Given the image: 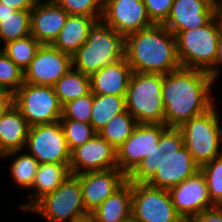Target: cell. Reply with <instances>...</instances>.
Segmentation results:
<instances>
[{"label":"cell","mask_w":222,"mask_h":222,"mask_svg":"<svg viewBox=\"0 0 222 222\" xmlns=\"http://www.w3.org/2000/svg\"><path fill=\"white\" fill-rule=\"evenodd\" d=\"M29 211L46 222H71L89 214L84 206L79 178L73 174L53 192L40 198Z\"/></svg>","instance_id":"obj_8"},{"label":"cell","mask_w":222,"mask_h":222,"mask_svg":"<svg viewBox=\"0 0 222 222\" xmlns=\"http://www.w3.org/2000/svg\"><path fill=\"white\" fill-rule=\"evenodd\" d=\"M190 222H222V206L204 210L195 216Z\"/></svg>","instance_id":"obj_37"},{"label":"cell","mask_w":222,"mask_h":222,"mask_svg":"<svg viewBox=\"0 0 222 222\" xmlns=\"http://www.w3.org/2000/svg\"><path fill=\"white\" fill-rule=\"evenodd\" d=\"M132 182L127 181L90 214L95 222H125L131 218Z\"/></svg>","instance_id":"obj_24"},{"label":"cell","mask_w":222,"mask_h":222,"mask_svg":"<svg viewBox=\"0 0 222 222\" xmlns=\"http://www.w3.org/2000/svg\"><path fill=\"white\" fill-rule=\"evenodd\" d=\"M131 217L138 222H185L177 213L169 190L132 182Z\"/></svg>","instance_id":"obj_10"},{"label":"cell","mask_w":222,"mask_h":222,"mask_svg":"<svg viewBox=\"0 0 222 222\" xmlns=\"http://www.w3.org/2000/svg\"><path fill=\"white\" fill-rule=\"evenodd\" d=\"M93 105V93L90 91L85 96L76 98L62 106L61 119H72L80 122L90 123Z\"/></svg>","instance_id":"obj_34"},{"label":"cell","mask_w":222,"mask_h":222,"mask_svg":"<svg viewBox=\"0 0 222 222\" xmlns=\"http://www.w3.org/2000/svg\"><path fill=\"white\" fill-rule=\"evenodd\" d=\"M198 170L200 167L184 145L182 132L169 127L161 135L158 146L128 176V181L170 190Z\"/></svg>","instance_id":"obj_2"},{"label":"cell","mask_w":222,"mask_h":222,"mask_svg":"<svg viewBox=\"0 0 222 222\" xmlns=\"http://www.w3.org/2000/svg\"><path fill=\"white\" fill-rule=\"evenodd\" d=\"M70 15H87L97 19L102 18V0H53Z\"/></svg>","instance_id":"obj_35"},{"label":"cell","mask_w":222,"mask_h":222,"mask_svg":"<svg viewBox=\"0 0 222 222\" xmlns=\"http://www.w3.org/2000/svg\"><path fill=\"white\" fill-rule=\"evenodd\" d=\"M125 96L93 94L90 123L97 133L112 117L126 110Z\"/></svg>","instance_id":"obj_27"},{"label":"cell","mask_w":222,"mask_h":222,"mask_svg":"<svg viewBox=\"0 0 222 222\" xmlns=\"http://www.w3.org/2000/svg\"><path fill=\"white\" fill-rule=\"evenodd\" d=\"M125 222H138V221L134 220V219L131 217L130 219H128V220L125 221Z\"/></svg>","instance_id":"obj_43"},{"label":"cell","mask_w":222,"mask_h":222,"mask_svg":"<svg viewBox=\"0 0 222 222\" xmlns=\"http://www.w3.org/2000/svg\"><path fill=\"white\" fill-rule=\"evenodd\" d=\"M96 20L97 18L87 15L69 14L52 45L72 56L86 42L89 30Z\"/></svg>","instance_id":"obj_23"},{"label":"cell","mask_w":222,"mask_h":222,"mask_svg":"<svg viewBox=\"0 0 222 222\" xmlns=\"http://www.w3.org/2000/svg\"><path fill=\"white\" fill-rule=\"evenodd\" d=\"M70 174L69 164H39L32 187L27 190V201L21 203L18 208L28 212L40 198L58 188Z\"/></svg>","instance_id":"obj_21"},{"label":"cell","mask_w":222,"mask_h":222,"mask_svg":"<svg viewBox=\"0 0 222 222\" xmlns=\"http://www.w3.org/2000/svg\"><path fill=\"white\" fill-rule=\"evenodd\" d=\"M37 0H0V3L14 10H32Z\"/></svg>","instance_id":"obj_39"},{"label":"cell","mask_w":222,"mask_h":222,"mask_svg":"<svg viewBox=\"0 0 222 222\" xmlns=\"http://www.w3.org/2000/svg\"><path fill=\"white\" fill-rule=\"evenodd\" d=\"M71 67V55L53 45H41L30 65L23 71L24 82L53 87Z\"/></svg>","instance_id":"obj_13"},{"label":"cell","mask_w":222,"mask_h":222,"mask_svg":"<svg viewBox=\"0 0 222 222\" xmlns=\"http://www.w3.org/2000/svg\"><path fill=\"white\" fill-rule=\"evenodd\" d=\"M213 17L212 0H174L163 25L175 35L206 25Z\"/></svg>","instance_id":"obj_18"},{"label":"cell","mask_w":222,"mask_h":222,"mask_svg":"<svg viewBox=\"0 0 222 222\" xmlns=\"http://www.w3.org/2000/svg\"><path fill=\"white\" fill-rule=\"evenodd\" d=\"M39 164H69L71 151L60 121L30 126L25 148Z\"/></svg>","instance_id":"obj_11"},{"label":"cell","mask_w":222,"mask_h":222,"mask_svg":"<svg viewBox=\"0 0 222 222\" xmlns=\"http://www.w3.org/2000/svg\"><path fill=\"white\" fill-rule=\"evenodd\" d=\"M114 168H117L116 149L98 133L71 151L69 169L73 175Z\"/></svg>","instance_id":"obj_16"},{"label":"cell","mask_w":222,"mask_h":222,"mask_svg":"<svg viewBox=\"0 0 222 222\" xmlns=\"http://www.w3.org/2000/svg\"><path fill=\"white\" fill-rule=\"evenodd\" d=\"M174 0H143L149 18L154 24H163L171 11Z\"/></svg>","instance_id":"obj_36"},{"label":"cell","mask_w":222,"mask_h":222,"mask_svg":"<svg viewBox=\"0 0 222 222\" xmlns=\"http://www.w3.org/2000/svg\"><path fill=\"white\" fill-rule=\"evenodd\" d=\"M162 86L163 74L132 73L125 102L138 123L164 124Z\"/></svg>","instance_id":"obj_7"},{"label":"cell","mask_w":222,"mask_h":222,"mask_svg":"<svg viewBox=\"0 0 222 222\" xmlns=\"http://www.w3.org/2000/svg\"><path fill=\"white\" fill-rule=\"evenodd\" d=\"M23 83V70L0 49V90L14 94Z\"/></svg>","instance_id":"obj_33"},{"label":"cell","mask_w":222,"mask_h":222,"mask_svg":"<svg viewBox=\"0 0 222 222\" xmlns=\"http://www.w3.org/2000/svg\"><path fill=\"white\" fill-rule=\"evenodd\" d=\"M222 22L213 17L206 25L175 34L181 67L208 71L215 63Z\"/></svg>","instance_id":"obj_6"},{"label":"cell","mask_w":222,"mask_h":222,"mask_svg":"<svg viewBox=\"0 0 222 222\" xmlns=\"http://www.w3.org/2000/svg\"><path fill=\"white\" fill-rule=\"evenodd\" d=\"M71 222H95V220L91 214H88Z\"/></svg>","instance_id":"obj_42"},{"label":"cell","mask_w":222,"mask_h":222,"mask_svg":"<svg viewBox=\"0 0 222 222\" xmlns=\"http://www.w3.org/2000/svg\"><path fill=\"white\" fill-rule=\"evenodd\" d=\"M124 57L133 72L165 75L181 67L176 37L163 24L125 36Z\"/></svg>","instance_id":"obj_3"},{"label":"cell","mask_w":222,"mask_h":222,"mask_svg":"<svg viewBox=\"0 0 222 222\" xmlns=\"http://www.w3.org/2000/svg\"><path fill=\"white\" fill-rule=\"evenodd\" d=\"M102 19L124 37L154 25L143 0H105Z\"/></svg>","instance_id":"obj_15"},{"label":"cell","mask_w":222,"mask_h":222,"mask_svg":"<svg viewBox=\"0 0 222 222\" xmlns=\"http://www.w3.org/2000/svg\"><path fill=\"white\" fill-rule=\"evenodd\" d=\"M222 68V35L220 36L217 48V54L214 65L207 71V73L216 81L221 76Z\"/></svg>","instance_id":"obj_38"},{"label":"cell","mask_w":222,"mask_h":222,"mask_svg":"<svg viewBox=\"0 0 222 222\" xmlns=\"http://www.w3.org/2000/svg\"><path fill=\"white\" fill-rule=\"evenodd\" d=\"M70 151L92 139L97 132L91 123L72 119H60Z\"/></svg>","instance_id":"obj_31"},{"label":"cell","mask_w":222,"mask_h":222,"mask_svg":"<svg viewBox=\"0 0 222 222\" xmlns=\"http://www.w3.org/2000/svg\"><path fill=\"white\" fill-rule=\"evenodd\" d=\"M137 125L135 118L125 110L112 117L98 134L117 150L133 133Z\"/></svg>","instance_id":"obj_29"},{"label":"cell","mask_w":222,"mask_h":222,"mask_svg":"<svg viewBox=\"0 0 222 222\" xmlns=\"http://www.w3.org/2000/svg\"><path fill=\"white\" fill-rule=\"evenodd\" d=\"M76 176L79 178L84 206L89 214L128 181V177L118 168L85 172Z\"/></svg>","instance_id":"obj_17"},{"label":"cell","mask_w":222,"mask_h":222,"mask_svg":"<svg viewBox=\"0 0 222 222\" xmlns=\"http://www.w3.org/2000/svg\"><path fill=\"white\" fill-rule=\"evenodd\" d=\"M216 82L206 71L184 67L163 75L164 124L178 128L210 110L217 101L212 93Z\"/></svg>","instance_id":"obj_1"},{"label":"cell","mask_w":222,"mask_h":222,"mask_svg":"<svg viewBox=\"0 0 222 222\" xmlns=\"http://www.w3.org/2000/svg\"><path fill=\"white\" fill-rule=\"evenodd\" d=\"M29 129L30 125L13 105L0 117V156L11 151L23 150Z\"/></svg>","instance_id":"obj_22"},{"label":"cell","mask_w":222,"mask_h":222,"mask_svg":"<svg viewBox=\"0 0 222 222\" xmlns=\"http://www.w3.org/2000/svg\"><path fill=\"white\" fill-rule=\"evenodd\" d=\"M132 73L124 57L92 73L89 76L90 91L101 95H126Z\"/></svg>","instance_id":"obj_20"},{"label":"cell","mask_w":222,"mask_h":222,"mask_svg":"<svg viewBox=\"0 0 222 222\" xmlns=\"http://www.w3.org/2000/svg\"><path fill=\"white\" fill-rule=\"evenodd\" d=\"M41 45L42 44L30 34L27 37L11 41L0 48L24 71L32 62Z\"/></svg>","instance_id":"obj_30"},{"label":"cell","mask_w":222,"mask_h":222,"mask_svg":"<svg viewBox=\"0 0 222 222\" xmlns=\"http://www.w3.org/2000/svg\"><path fill=\"white\" fill-rule=\"evenodd\" d=\"M214 17L222 22V0H212Z\"/></svg>","instance_id":"obj_41"},{"label":"cell","mask_w":222,"mask_h":222,"mask_svg":"<svg viewBox=\"0 0 222 222\" xmlns=\"http://www.w3.org/2000/svg\"><path fill=\"white\" fill-rule=\"evenodd\" d=\"M207 182L208 195L215 206H222V155L200 167Z\"/></svg>","instance_id":"obj_32"},{"label":"cell","mask_w":222,"mask_h":222,"mask_svg":"<svg viewBox=\"0 0 222 222\" xmlns=\"http://www.w3.org/2000/svg\"><path fill=\"white\" fill-rule=\"evenodd\" d=\"M68 15L53 0H37L31 10V35L42 45H52Z\"/></svg>","instance_id":"obj_19"},{"label":"cell","mask_w":222,"mask_h":222,"mask_svg":"<svg viewBox=\"0 0 222 222\" xmlns=\"http://www.w3.org/2000/svg\"><path fill=\"white\" fill-rule=\"evenodd\" d=\"M14 105V94L0 90V117Z\"/></svg>","instance_id":"obj_40"},{"label":"cell","mask_w":222,"mask_h":222,"mask_svg":"<svg viewBox=\"0 0 222 222\" xmlns=\"http://www.w3.org/2000/svg\"><path fill=\"white\" fill-rule=\"evenodd\" d=\"M169 193L177 213L185 222L215 207L209 198L206 178L201 170L171 188Z\"/></svg>","instance_id":"obj_14"},{"label":"cell","mask_w":222,"mask_h":222,"mask_svg":"<svg viewBox=\"0 0 222 222\" xmlns=\"http://www.w3.org/2000/svg\"><path fill=\"white\" fill-rule=\"evenodd\" d=\"M218 110L215 104L207 112L192 117L178 127L185 147L199 167L222 155V123Z\"/></svg>","instance_id":"obj_5"},{"label":"cell","mask_w":222,"mask_h":222,"mask_svg":"<svg viewBox=\"0 0 222 222\" xmlns=\"http://www.w3.org/2000/svg\"><path fill=\"white\" fill-rule=\"evenodd\" d=\"M31 34V10H14L0 3V46Z\"/></svg>","instance_id":"obj_25"},{"label":"cell","mask_w":222,"mask_h":222,"mask_svg":"<svg viewBox=\"0 0 222 222\" xmlns=\"http://www.w3.org/2000/svg\"><path fill=\"white\" fill-rule=\"evenodd\" d=\"M53 88L63 106L65 103L85 96L90 92V77L71 67L70 70L54 84Z\"/></svg>","instance_id":"obj_28"},{"label":"cell","mask_w":222,"mask_h":222,"mask_svg":"<svg viewBox=\"0 0 222 222\" xmlns=\"http://www.w3.org/2000/svg\"><path fill=\"white\" fill-rule=\"evenodd\" d=\"M125 37L102 18L89 30L86 42L72 55V67L90 76L124 58Z\"/></svg>","instance_id":"obj_4"},{"label":"cell","mask_w":222,"mask_h":222,"mask_svg":"<svg viewBox=\"0 0 222 222\" xmlns=\"http://www.w3.org/2000/svg\"><path fill=\"white\" fill-rule=\"evenodd\" d=\"M165 124L138 123L133 133L116 150L117 168L127 177L158 146Z\"/></svg>","instance_id":"obj_12"},{"label":"cell","mask_w":222,"mask_h":222,"mask_svg":"<svg viewBox=\"0 0 222 222\" xmlns=\"http://www.w3.org/2000/svg\"><path fill=\"white\" fill-rule=\"evenodd\" d=\"M14 106L30 126L60 121L62 105L51 86L24 82L14 93Z\"/></svg>","instance_id":"obj_9"},{"label":"cell","mask_w":222,"mask_h":222,"mask_svg":"<svg viewBox=\"0 0 222 222\" xmlns=\"http://www.w3.org/2000/svg\"><path fill=\"white\" fill-rule=\"evenodd\" d=\"M10 157L14 159L10 163L11 166L8 171H10V177H12L14 184L24 190H29L34 182L39 162L29 153H24V149L11 151L0 156L3 160Z\"/></svg>","instance_id":"obj_26"}]
</instances>
